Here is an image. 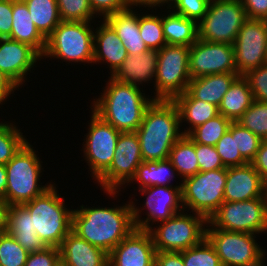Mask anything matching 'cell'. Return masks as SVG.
Instances as JSON below:
<instances>
[{"label": "cell", "mask_w": 267, "mask_h": 266, "mask_svg": "<svg viewBox=\"0 0 267 266\" xmlns=\"http://www.w3.org/2000/svg\"><path fill=\"white\" fill-rule=\"evenodd\" d=\"M132 204L74 209L71 231L108 254L133 230Z\"/></svg>", "instance_id": "obj_1"}, {"label": "cell", "mask_w": 267, "mask_h": 266, "mask_svg": "<svg viewBox=\"0 0 267 266\" xmlns=\"http://www.w3.org/2000/svg\"><path fill=\"white\" fill-rule=\"evenodd\" d=\"M140 89L138 85L123 83L110 76L104 93L93 100L91 109L118 131L135 132L142 123L146 109L154 101Z\"/></svg>", "instance_id": "obj_2"}, {"label": "cell", "mask_w": 267, "mask_h": 266, "mask_svg": "<svg viewBox=\"0 0 267 266\" xmlns=\"http://www.w3.org/2000/svg\"><path fill=\"white\" fill-rule=\"evenodd\" d=\"M180 126L176 104L173 101L154 100L135 131L143 162L168 159L173 145L183 136Z\"/></svg>", "instance_id": "obj_3"}, {"label": "cell", "mask_w": 267, "mask_h": 266, "mask_svg": "<svg viewBox=\"0 0 267 266\" xmlns=\"http://www.w3.org/2000/svg\"><path fill=\"white\" fill-rule=\"evenodd\" d=\"M51 184L41 195L22 204L33 218V229L47 247L61 245L64 238L71 232L72 213L65 207L62 196Z\"/></svg>", "instance_id": "obj_4"}, {"label": "cell", "mask_w": 267, "mask_h": 266, "mask_svg": "<svg viewBox=\"0 0 267 266\" xmlns=\"http://www.w3.org/2000/svg\"><path fill=\"white\" fill-rule=\"evenodd\" d=\"M27 141L5 165L7 173L6 202L22 205L41 195L52 183L39 185L41 161ZM39 182V183H38Z\"/></svg>", "instance_id": "obj_5"}, {"label": "cell", "mask_w": 267, "mask_h": 266, "mask_svg": "<svg viewBox=\"0 0 267 266\" xmlns=\"http://www.w3.org/2000/svg\"><path fill=\"white\" fill-rule=\"evenodd\" d=\"M90 21H61L46 38L43 57L93 63L94 31Z\"/></svg>", "instance_id": "obj_6"}, {"label": "cell", "mask_w": 267, "mask_h": 266, "mask_svg": "<svg viewBox=\"0 0 267 266\" xmlns=\"http://www.w3.org/2000/svg\"><path fill=\"white\" fill-rule=\"evenodd\" d=\"M226 179L227 167L198 172L183 179L181 194L184 210L188 212L191 209V212L209 221L224 202Z\"/></svg>", "instance_id": "obj_7"}, {"label": "cell", "mask_w": 267, "mask_h": 266, "mask_svg": "<svg viewBox=\"0 0 267 266\" xmlns=\"http://www.w3.org/2000/svg\"><path fill=\"white\" fill-rule=\"evenodd\" d=\"M190 46L166 44L158 50L154 100L173 101L183 94L191 80Z\"/></svg>", "instance_id": "obj_8"}, {"label": "cell", "mask_w": 267, "mask_h": 266, "mask_svg": "<svg viewBox=\"0 0 267 266\" xmlns=\"http://www.w3.org/2000/svg\"><path fill=\"white\" fill-rule=\"evenodd\" d=\"M205 227L251 234L267 233V196L237 202L224 201Z\"/></svg>", "instance_id": "obj_9"}, {"label": "cell", "mask_w": 267, "mask_h": 266, "mask_svg": "<svg viewBox=\"0 0 267 266\" xmlns=\"http://www.w3.org/2000/svg\"><path fill=\"white\" fill-rule=\"evenodd\" d=\"M207 222L202 215L184 210L161 222L149 230L156 252H181L198 245L205 238Z\"/></svg>", "instance_id": "obj_10"}, {"label": "cell", "mask_w": 267, "mask_h": 266, "mask_svg": "<svg viewBox=\"0 0 267 266\" xmlns=\"http://www.w3.org/2000/svg\"><path fill=\"white\" fill-rule=\"evenodd\" d=\"M246 19L241 0H210L207 13L197 23L198 38L233 45Z\"/></svg>", "instance_id": "obj_11"}, {"label": "cell", "mask_w": 267, "mask_h": 266, "mask_svg": "<svg viewBox=\"0 0 267 266\" xmlns=\"http://www.w3.org/2000/svg\"><path fill=\"white\" fill-rule=\"evenodd\" d=\"M142 162L140 141L136 132H121L110 167L96 181L109 197H115L123 184H129Z\"/></svg>", "instance_id": "obj_12"}, {"label": "cell", "mask_w": 267, "mask_h": 266, "mask_svg": "<svg viewBox=\"0 0 267 266\" xmlns=\"http://www.w3.org/2000/svg\"><path fill=\"white\" fill-rule=\"evenodd\" d=\"M205 238L214 247L222 266H244L266 253L251 233L206 229Z\"/></svg>", "instance_id": "obj_13"}, {"label": "cell", "mask_w": 267, "mask_h": 266, "mask_svg": "<svg viewBox=\"0 0 267 266\" xmlns=\"http://www.w3.org/2000/svg\"><path fill=\"white\" fill-rule=\"evenodd\" d=\"M85 135L84 159H86L93 179L97 180L111 165L120 131L102 120L93 111Z\"/></svg>", "instance_id": "obj_14"}, {"label": "cell", "mask_w": 267, "mask_h": 266, "mask_svg": "<svg viewBox=\"0 0 267 266\" xmlns=\"http://www.w3.org/2000/svg\"><path fill=\"white\" fill-rule=\"evenodd\" d=\"M147 196L144 204L148 211L147 218L140 219V208L131 201L133 222L136 229L149 231L154 222H164L184 210L182 204L181 184L178 186H150L139 189ZM147 194V195H146ZM135 205V206H134ZM140 213V214H139ZM152 221V223H151ZM151 224V225H150Z\"/></svg>", "instance_id": "obj_15"}, {"label": "cell", "mask_w": 267, "mask_h": 266, "mask_svg": "<svg viewBox=\"0 0 267 266\" xmlns=\"http://www.w3.org/2000/svg\"><path fill=\"white\" fill-rule=\"evenodd\" d=\"M266 47L267 20L247 18L233 44L237 73L245 75L266 63Z\"/></svg>", "instance_id": "obj_16"}, {"label": "cell", "mask_w": 267, "mask_h": 266, "mask_svg": "<svg viewBox=\"0 0 267 266\" xmlns=\"http://www.w3.org/2000/svg\"><path fill=\"white\" fill-rule=\"evenodd\" d=\"M189 71L191 79L210 74L237 73L233 45L198 38L190 46Z\"/></svg>", "instance_id": "obj_17"}, {"label": "cell", "mask_w": 267, "mask_h": 266, "mask_svg": "<svg viewBox=\"0 0 267 266\" xmlns=\"http://www.w3.org/2000/svg\"><path fill=\"white\" fill-rule=\"evenodd\" d=\"M155 255L150 232L135 228L108 254V266H155Z\"/></svg>", "instance_id": "obj_18"}, {"label": "cell", "mask_w": 267, "mask_h": 266, "mask_svg": "<svg viewBox=\"0 0 267 266\" xmlns=\"http://www.w3.org/2000/svg\"><path fill=\"white\" fill-rule=\"evenodd\" d=\"M42 56L31 46L9 38H0V71L18 87Z\"/></svg>", "instance_id": "obj_19"}, {"label": "cell", "mask_w": 267, "mask_h": 266, "mask_svg": "<svg viewBox=\"0 0 267 266\" xmlns=\"http://www.w3.org/2000/svg\"><path fill=\"white\" fill-rule=\"evenodd\" d=\"M266 195V184L259 172L250 164L227 167L224 201L237 202Z\"/></svg>", "instance_id": "obj_20"}, {"label": "cell", "mask_w": 267, "mask_h": 266, "mask_svg": "<svg viewBox=\"0 0 267 266\" xmlns=\"http://www.w3.org/2000/svg\"><path fill=\"white\" fill-rule=\"evenodd\" d=\"M60 260L67 266H108V253L72 231L59 246Z\"/></svg>", "instance_id": "obj_21"}, {"label": "cell", "mask_w": 267, "mask_h": 266, "mask_svg": "<svg viewBox=\"0 0 267 266\" xmlns=\"http://www.w3.org/2000/svg\"><path fill=\"white\" fill-rule=\"evenodd\" d=\"M127 49L122 45L114 28L103 19L100 27L94 33L93 63L103 61L109 64L110 73H114L127 58Z\"/></svg>", "instance_id": "obj_22"}, {"label": "cell", "mask_w": 267, "mask_h": 266, "mask_svg": "<svg viewBox=\"0 0 267 266\" xmlns=\"http://www.w3.org/2000/svg\"><path fill=\"white\" fill-rule=\"evenodd\" d=\"M157 59L158 51L155 49H148L135 55L128 54L122 65L110 75L120 82L139 86L153 78L155 80Z\"/></svg>", "instance_id": "obj_23"}, {"label": "cell", "mask_w": 267, "mask_h": 266, "mask_svg": "<svg viewBox=\"0 0 267 266\" xmlns=\"http://www.w3.org/2000/svg\"><path fill=\"white\" fill-rule=\"evenodd\" d=\"M8 234L29 253L41 251L47 246L33 229V218L23 205H11L8 212Z\"/></svg>", "instance_id": "obj_24"}, {"label": "cell", "mask_w": 267, "mask_h": 266, "mask_svg": "<svg viewBox=\"0 0 267 266\" xmlns=\"http://www.w3.org/2000/svg\"><path fill=\"white\" fill-rule=\"evenodd\" d=\"M8 38L33 47L41 56L45 51L46 38L36 28L22 0H12V29Z\"/></svg>", "instance_id": "obj_25"}, {"label": "cell", "mask_w": 267, "mask_h": 266, "mask_svg": "<svg viewBox=\"0 0 267 266\" xmlns=\"http://www.w3.org/2000/svg\"><path fill=\"white\" fill-rule=\"evenodd\" d=\"M132 9L109 15L105 20L114 28L127 53L135 55L147 51L148 47L140 35L139 14Z\"/></svg>", "instance_id": "obj_26"}, {"label": "cell", "mask_w": 267, "mask_h": 266, "mask_svg": "<svg viewBox=\"0 0 267 266\" xmlns=\"http://www.w3.org/2000/svg\"><path fill=\"white\" fill-rule=\"evenodd\" d=\"M238 73L210 74L191 79L187 91L195 98L219 107Z\"/></svg>", "instance_id": "obj_27"}, {"label": "cell", "mask_w": 267, "mask_h": 266, "mask_svg": "<svg viewBox=\"0 0 267 266\" xmlns=\"http://www.w3.org/2000/svg\"><path fill=\"white\" fill-rule=\"evenodd\" d=\"M173 102L176 104L180 114V124L186 121L191 125L184 132L181 131L183 135H187L195 127L219 114L217 106L195 99L187 90L177 96Z\"/></svg>", "instance_id": "obj_28"}, {"label": "cell", "mask_w": 267, "mask_h": 266, "mask_svg": "<svg viewBox=\"0 0 267 266\" xmlns=\"http://www.w3.org/2000/svg\"><path fill=\"white\" fill-rule=\"evenodd\" d=\"M254 101L249 83L239 75L224 94L218 112L232 122H236Z\"/></svg>", "instance_id": "obj_29"}, {"label": "cell", "mask_w": 267, "mask_h": 266, "mask_svg": "<svg viewBox=\"0 0 267 266\" xmlns=\"http://www.w3.org/2000/svg\"><path fill=\"white\" fill-rule=\"evenodd\" d=\"M162 15L164 37L168 45L191 46L198 39V27L194 20L174 13Z\"/></svg>", "instance_id": "obj_30"}, {"label": "cell", "mask_w": 267, "mask_h": 266, "mask_svg": "<svg viewBox=\"0 0 267 266\" xmlns=\"http://www.w3.org/2000/svg\"><path fill=\"white\" fill-rule=\"evenodd\" d=\"M176 174V169L168 159L145 161L138 166L130 183L138 182L139 189L150 186H172L169 184L172 178H176Z\"/></svg>", "instance_id": "obj_31"}, {"label": "cell", "mask_w": 267, "mask_h": 266, "mask_svg": "<svg viewBox=\"0 0 267 266\" xmlns=\"http://www.w3.org/2000/svg\"><path fill=\"white\" fill-rule=\"evenodd\" d=\"M39 32L47 38L62 21L57 0H22Z\"/></svg>", "instance_id": "obj_32"}, {"label": "cell", "mask_w": 267, "mask_h": 266, "mask_svg": "<svg viewBox=\"0 0 267 266\" xmlns=\"http://www.w3.org/2000/svg\"><path fill=\"white\" fill-rule=\"evenodd\" d=\"M168 160L183 179L200 172L195 152V143L183 135L172 147Z\"/></svg>", "instance_id": "obj_33"}, {"label": "cell", "mask_w": 267, "mask_h": 266, "mask_svg": "<svg viewBox=\"0 0 267 266\" xmlns=\"http://www.w3.org/2000/svg\"><path fill=\"white\" fill-rule=\"evenodd\" d=\"M231 123V120L219 113L214 118L192 129L187 135L194 143L215 146L229 130Z\"/></svg>", "instance_id": "obj_34"}, {"label": "cell", "mask_w": 267, "mask_h": 266, "mask_svg": "<svg viewBox=\"0 0 267 266\" xmlns=\"http://www.w3.org/2000/svg\"><path fill=\"white\" fill-rule=\"evenodd\" d=\"M27 142L15 124L0 123V164L6 165Z\"/></svg>", "instance_id": "obj_35"}, {"label": "cell", "mask_w": 267, "mask_h": 266, "mask_svg": "<svg viewBox=\"0 0 267 266\" xmlns=\"http://www.w3.org/2000/svg\"><path fill=\"white\" fill-rule=\"evenodd\" d=\"M140 35L148 49L160 50L167 44L162 25V16L139 14Z\"/></svg>", "instance_id": "obj_36"}, {"label": "cell", "mask_w": 267, "mask_h": 266, "mask_svg": "<svg viewBox=\"0 0 267 266\" xmlns=\"http://www.w3.org/2000/svg\"><path fill=\"white\" fill-rule=\"evenodd\" d=\"M236 122L262 140H267V102L254 100Z\"/></svg>", "instance_id": "obj_37"}, {"label": "cell", "mask_w": 267, "mask_h": 266, "mask_svg": "<svg viewBox=\"0 0 267 266\" xmlns=\"http://www.w3.org/2000/svg\"><path fill=\"white\" fill-rule=\"evenodd\" d=\"M215 148L225 167L243 166L248 164L237 148L236 122L231 123L229 130L218 140Z\"/></svg>", "instance_id": "obj_38"}, {"label": "cell", "mask_w": 267, "mask_h": 266, "mask_svg": "<svg viewBox=\"0 0 267 266\" xmlns=\"http://www.w3.org/2000/svg\"><path fill=\"white\" fill-rule=\"evenodd\" d=\"M184 266H222L214 247L204 238L198 245L182 251Z\"/></svg>", "instance_id": "obj_39"}, {"label": "cell", "mask_w": 267, "mask_h": 266, "mask_svg": "<svg viewBox=\"0 0 267 266\" xmlns=\"http://www.w3.org/2000/svg\"><path fill=\"white\" fill-rule=\"evenodd\" d=\"M28 255L10 234H0V266H25Z\"/></svg>", "instance_id": "obj_40"}, {"label": "cell", "mask_w": 267, "mask_h": 266, "mask_svg": "<svg viewBox=\"0 0 267 266\" xmlns=\"http://www.w3.org/2000/svg\"><path fill=\"white\" fill-rule=\"evenodd\" d=\"M62 21H92L95 14L88 0H57Z\"/></svg>", "instance_id": "obj_41"}, {"label": "cell", "mask_w": 267, "mask_h": 266, "mask_svg": "<svg viewBox=\"0 0 267 266\" xmlns=\"http://www.w3.org/2000/svg\"><path fill=\"white\" fill-rule=\"evenodd\" d=\"M262 139L236 122V144L242 157L248 162L254 159Z\"/></svg>", "instance_id": "obj_42"}, {"label": "cell", "mask_w": 267, "mask_h": 266, "mask_svg": "<svg viewBox=\"0 0 267 266\" xmlns=\"http://www.w3.org/2000/svg\"><path fill=\"white\" fill-rule=\"evenodd\" d=\"M210 0H175L168 8L198 23L207 13Z\"/></svg>", "instance_id": "obj_43"}, {"label": "cell", "mask_w": 267, "mask_h": 266, "mask_svg": "<svg viewBox=\"0 0 267 266\" xmlns=\"http://www.w3.org/2000/svg\"><path fill=\"white\" fill-rule=\"evenodd\" d=\"M250 86L255 101L267 102V63L243 75Z\"/></svg>", "instance_id": "obj_44"}, {"label": "cell", "mask_w": 267, "mask_h": 266, "mask_svg": "<svg viewBox=\"0 0 267 266\" xmlns=\"http://www.w3.org/2000/svg\"><path fill=\"white\" fill-rule=\"evenodd\" d=\"M195 152L200 172L226 168L215 146L195 143Z\"/></svg>", "instance_id": "obj_45"}, {"label": "cell", "mask_w": 267, "mask_h": 266, "mask_svg": "<svg viewBox=\"0 0 267 266\" xmlns=\"http://www.w3.org/2000/svg\"><path fill=\"white\" fill-rule=\"evenodd\" d=\"M96 17L98 15L105 19L107 16L127 10L129 0H88ZM98 13V14H97Z\"/></svg>", "instance_id": "obj_46"}, {"label": "cell", "mask_w": 267, "mask_h": 266, "mask_svg": "<svg viewBox=\"0 0 267 266\" xmlns=\"http://www.w3.org/2000/svg\"><path fill=\"white\" fill-rule=\"evenodd\" d=\"M59 260V248L46 247L41 251L29 253L25 266H55Z\"/></svg>", "instance_id": "obj_47"}, {"label": "cell", "mask_w": 267, "mask_h": 266, "mask_svg": "<svg viewBox=\"0 0 267 266\" xmlns=\"http://www.w3.org/2000/svg\"><path fill=\"white\" fill-rule=\"evenodd\" d=\"M12 29V0H0V38H8Z\"/></svg>", "instance_id": "obj_48"}, {"label": "cell", "mask_w": 267, "mask_h": 266, "mask_svg": "<svg viewBox=\"0 0 267 266\" xmlns=\"http://www.w3.org/2000/svg\"><path fill=\"white\" fill-rule=\"evenodd\" d=\"M249 19L267 20V0H241Z\"/></svg>", "instance_id": "obj_49"}, {"label": "cell", "mask_w": 267, "mask_h": 266, "mask_svg": "<svg viewBox=\"0 0 267 266\" xmlns=\"http://www.w3.org/2000/svg\"><path fill=\"white\" fill-rule=\"evenodd\" d=\"M250 164L259 172L263 182L267 184V140H262Z\"/></svg>", "instance_id": "obj_50"}, {"label": "cell", "mask_w": 267, "mask_h": 266, "mask_svg": "<svg viewBox=\"0 0 267 266\" xmlns=\"http://www.w3.org/2000/svg\"><path fill=\"white\" fill-rule=\"evenodd\" d=\"M155 266H184L181 252H156Z\"/></svg>", "instance_id": "obj_51"}, {"label": "cell", "mask_w": 267, "mask_h": 266, "mask_svg": "<svg viewBox=\"0 0 267 266\" xmlns=\"http://www.w3.org/2000/svg\"><path fill=\"white\" fill-rule=\"evenodd\" d=\"M17 88L18 86L0 71V104H3Z\"/></svg>", "instance_id": "obj_52"}, {"label": "cell", "mask_w": 267, "mask_h": 266, "mask_svg": "<svg viewBox=\"0 0 267 266\" xmlns=\"http://www.w3.org/2000/svg\"><path fill=\"white\" fill-rule=\"evenodd\" d=\"M10 205L0 198V234L7 233L8 231V212Z\"/></svg>", "instance_id": "obj_53"}, {"label": "cell", "mask_w": 267, "mask_h": 266, "mask_svg": "<svg viewBox=\"0 0 267 266\" xmlns=\"http://www.w3.org/2000/svg\"><path fill=\"white\" fill-rule=\"evenodd\" d=\"M164 3L165 2L163 0H129V8H132L133 6L138 7L139 5V7L144 6L146 8L147 6L153 9L156 6L161 7L163 5H166Z\"/></svg>", "instance_id": "obj_54"}, {"label": "cell", "mask_w": 267, "mask_h": 266, "mask_svg": "<svg viewBox=\"0 0 267 266\" xmlns=\"http://www.w3.org/2000/svg\"><path fill=\"white\" fill-rule=\"evenodd\" d=\"M7 173L5 165L0 164V198L6 201Z\"/></svg>", "instance_id": "obj_55"}, {"label": "cell", "mask_w": 267, "mask_h": 266, "mask_svg": "<svg viewBox=\"0 0 267 266\" xmlns=\"http://www.w3.org/2000/svg\"><path fill=\"white\" fill-rule=\"evenodd\" d=\"M265 253L260 257V258H258L256 261H254V262H251V263H247V264H245L244 266H264L265 264Z\"/></svg>", "instance_id": "obj_56"}, {"label": "cell", "mask_w": 267, "mask_h": 266, "mask_svg": "<svg viewBox=\"0 0 267 266\" xmlns=\"http://www.w3.org/2000/svg\"><path fill=\"white\" fill-rule=\"evenodd\" d=\"M165 2V4H168L167 5V9L169 8L168 6H170L175 0H163Z\"/></svg>", "instance_id": "obj_57"}, {"label": "cell", "mask_w": 267, "mask_h": 266, "mask_svg": "<svg viewBox=\"0 0 267 266\" xmlns=\"http://www.w3.org/2000/svg\"><path fill=\"white\" fill-rule=\"evenodd\" d=\"M55 266H67L63 261L59 260Z\"/></svg>", "instance_id": "obj_58"}, {"label": "cell", "mask_w": 267, "mask_h": 266, "mask_svg": "<svg viewBox=\"0 0 267 266\" xmlns=\"http://www.w3.org/2000/svg\"><path fill=\"white\" fill-rule=\"evenodd\" d=\"M265 56H266V63H267V47H266V53H265Z\"/></svg>", "instance_id": "obj_59"}]
</instances>
